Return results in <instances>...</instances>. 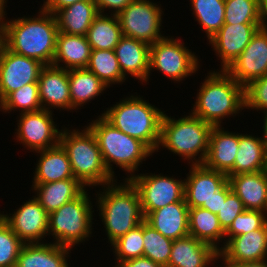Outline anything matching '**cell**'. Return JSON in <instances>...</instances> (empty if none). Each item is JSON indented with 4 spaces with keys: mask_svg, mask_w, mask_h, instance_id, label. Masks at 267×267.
<instances>
[{
    "mask_svg": "<svg viewBox=\"0 0 267 267\" xmlns=\"http://www.w3.org/2000/svg\"><path fill=\"white\" fill-rule=\"evenodd\" d=\"M37 17H18L5 20L0 27V41L12 52L36 59L44 65H52L57 35L56 16L40 8Z\"/></svg>",
    "mask_w": 267,
    "mask_h": 267,
    "instance_id": "6da1fadb",
    "label": "cell"
},
{
    "mask_svg": "<svg viewBox=\"0 0 267 267\" xmlns=\"http://www.w3.org/2000/svg\"><path fill=\"white\" fill-rule=\"evenodd\" d=\"M106 186V187H105ZM101 193H97L96 202L99 216L107 233L109 244L133 230L144 220L139 192L129 179L118 184L112 183L101 186ZM98 196V198H97Z\"/></svg>",
    "mask_w": 267,
    "mask_h": 267,
    "instance_id": "7a4b0ae2",
    "label": "cell"
},
{
    "mask_svg": "<svg viewBox=\"0 0 267 267\" xmlns=\"http://www.w3.org/2000/svg\"><path fill=\"white\" fill-rule=\"evenodd\" d=\"M211 71L201 83L190 113L213 126H221L225 117L236 116L245 109L244 87L225 70Z\"/></svg>",
    "mask_w": 267,
    "mask_h": 267,
    "instance_id": "3957f363",
    "label": "cell"
},
{
    "mask_svg": "<svg viewBox=\"0 0 267 267\" xmlns=\"http://www.w3.org/2000/svg\"><path fill=\"white\" fill-rule=\"evenodd\" d=\"M85 127L81 132L61 129L59 143L67 152L74 177L85 188L114 182L117 179L105 167L96 136Z\"/></svg>",
    "mask_w": 267,
    "mask_h": 267,
    "instance_id": "277c9868",
    "label": "cell"
},
{
    "mask_svg": "<svg viewBox=\"0 0 267 267\" xmlns=\"http://www.w3.org/2000/svg\"><path fill=\"white\" fill-rule=\"evenodd\" d=\"M101 115L118 130L139 139L153 152L157 151L164 112L140 95L120 99Z\"/></svg>",
    "mask_w": 267,
    "mask_h": 267,
    "instance_id": "5b68a950",
    "label": "cell"
},
{
    "mask_svg": "<svg viewBox=\"0 0 267 267\" xmlns=\"http://www.w3.org/2000/svg\"><path fill=\"white\" fill-rule=\"evenodd\" d=\"M99 117V118H98ZM87 126L96 136L105 167L114 175L113 163L123 171L127 178L135 175L142 161L154 153L145 143L118 130L102 115ZM130 173V174H129Z\"/></svg>",
    "mask_w": 267,
    "mask_h": 267,
    "instance_id": "8992f818",
    "label": "cell"
},
{
    "mask_svg": "<svg viewBox=\"0 0 267 267\" xmlns=\"http://www.w3.org/2000/svg\"><path fill=\"white\" fill-rule=\"evenodd\" d=\"M213 127L191 113L176 120L175 117L171 118L164 113L157 152L162 146L183 157L181 159L191 160L192 165L203 164L207 157Z\"/></svg>",
    "mask_w": 267,
    "mask_h": 267,
    "instance_id": "52a82bcc",
    "label": "cell"
},
{
    "mask_svg": "<svg viewBox=\"0 0 267 267\" xmlns=\"http://www.w3.org/2000/svg\"><path fill=\"white\" fill-rule=\"evenodd\" d=\"M90 200L84 190L77 198L49 214L48 235L55 239L53 243L73 248L91 237L94 210Z\"/></svg>",
    "mask_w": 267,
    "mask_h": 267,
    "instance_id": "ba28073f",
    "label": "cell"
},
{
    "mask_svg": "<svg viewBox=\"0 0 267 267\" xmlns=\"http://www.w3.org/2000/svg\"><path fill=\"white\" fill-rule=\"evenodd\" d=\"M190 49L179 41L165 36L150 45L149 76L152 69H156L173 81L181 82L188 76L196 74L200 62ZM193 73V74H192Z\"/></svg>",
    "mask_w": 267,
    "mask_h": 267,
    "instance_id": "9c48e42d",
    "label": "cell"
},
{
    "mask_svg": "<svg viewBox=\"0 0 267 267\" xmlns=\"http://www.w3.org/2000/svg\"><path fill=\"white\" fill-rule=\"evenodd\" d=\"M151 0H133L117 17L122 34L149 45L164 38L161 35L163 11Z\"/></svg>",
    "mask_w": 267,
    "mask_h": 267,
    "instance_id": "30bf717a",
    "label": "cell"
},
{
    "mask_svg": "<svg viewBox=\"0 0 267 267\" xmlns=\"http://www.w3.org/2000/svg\"><path fill=\"white\" fill-rule=\"evenodd\" d=\"M129 180L139 192L144 217L168 204L185 200V180L178 177L146 173L135 174Z\"/></svg>",
    "mask_w": 267,
    "mask_h": 267,
    "instance_id": "8fae6325",
    "label": "cell"
},
{
    "mask_svg": "<svg viewBox=\"0 0 267 267\" xmlns=\"http://www.w3.org/2000/svg\"><path fill=\"white\" fill-rule=\"evenodd\" d=\"M53 111L41 109L20 113L15 132L17 142L32 152L51 148L59 144L61 130L53 121Z\"/></svg>",
    "mask_w": 267,
    "mask_h": 267,
    "instance_id": "7c38bea8",
    "label": "cell"
},
{
    "mask_svg": "<svg viewBox=\"0 0 267 267\" xmlns=\"http://www.w3.org/2000/svg\"><path fill=\"white\" fill-rule=\"evenodd\" d=\"M44 66L36 59L12 52L0 41V102L20 87L38 82Z\"/></svg>",
    "mask_w": 267,
    "mask_h": 267,
    "instance_id": "4fadbf2b",
    "label": "cell"
},
{
    "mask_svg": "<svg viewBox=\"0 0 267 267\" xmlns=\"http://www.w3.org/2000/svg\"><path fill=\"white\" fill-rule=\"evenodd\" d=\"M225 71L243 87L267 74V26L256 32Z\"/></svg>",
    "mask_w": 267,
    "mask_h": 267,
    "instance_id": "5bb4252c",
    "label": "cell"
},
{
    "mask_svg": "<svg viewBox=\"0 0 267 267\" xmlns=\"http://www.w3.org/2000/svg\"><path fill=\"white\" fill-rule=\"evenodd\" d=\"M33 197L14 213L4 214V221L23 243H44L42 239L48 236L49 214Z\"/></svg>",
    "mask_w": 267,
    "mask_h": 267,
    "instance_id": "9a60e30c",
    "label": "cell"
},
{
    "mask_svg": "<svg viewBox=\"0 0 267 267\" xmlns=\"http://www.w3.org/2000/svg\"><path fill=\"white\" fill-rule=\"evenodd\" d=\"M262 27L263 23L223 24L209 40L213 51L220 59L221 70H226L230 66Z\"/></svg>",
    "mask_w": 267,
    "mask_h": 267,
    "instance_id": "2e32d148",
    "label": "cell"
},
{
    "mask_svg": "<svg viewBox=\"0 0 267 267\" xmlns=\"http://www.w3.org/2000/svg\"><path fill=\"white\" fill-rule=\"evenodd\" d=\"M185 178L184 199L189 208L209 206V201L227 182L228 176L207 168L204 164L190 165Z\"/></svg>",
    "mask_w": 267,
    "mask_h": 267,
    "instance_id": "e0dca14e",
    "label": "cell"
},
{
    "mask_svg": "<svg viewBox=\"0 0 267 267\" xmlns=\"http://www.w3.org/2000/svg\"><path fill=\"white\" fill-rule=\"evenodd\" d=\"M218 253L224 263L267 260V223L260 229L230 238Z\"/></svg>",
    "mask_w": 267,
    "mask_h": 267,
    "instance_id": "ac0fdd59",
    "label": "cell"
},
{
    "mask_svg": "<svg viewBox=\"0 0 267 267\" xmlns=\"http://www.w3.org/2000/svg\"><path fill=\"white\" fill-rule=\"evenodd\" d=\"M38 88L42 109L71 110L68 70L45 65L39 75Z\"/></svg>",
    "mask_w": 267,
    "mask_h": 267,
    "instance_id": "d6986e66",
    "label": "cell"
},
{
    "mask_svg": "<svg viewBox=\"0 0 267 267\" xmlns=\"http://www.w3.org/2000/svg\"><path fill=\"white\" fill-rule=\"evenodd\" d=\"M218 259L219 253L211 245L187 235L173 240L166 267H209Z\"/></svg>",
    "mask_w": 267,
    "mask_h": 267,
    "instance_id": "ffe728a7",
    "label": "cell"
},
{
    "mask_svg": "<svg viewBox=\"0 0 267 267\" xmlns=\"http://www.w3.org/2000/svg\"><path fill=\"white\" fill-rule=\"evenodd\" d=\"M114 52L123 76L131 75L147 83L149 76L150 45L144 41L122 36Z\"/></svg>",
    "mask_w": 267,
    "mask_h": 267,
    "instance_id": "44dd1931",
    "label": "cell"
},
{
    "mask_svg": "<svg viewBox=\"0 0 267 267\" xmlns=\"http://www.w3.org/2000/svg\"><path fill=\"white\" fill-rule=\"evenodd\" d=\"M239 148V133L224 131L214 126L210 133L209 149L204 165L207 168L227 174L234 166Z\"/></svg>",
    "mask_w": 267,
    "mask_h": 267,
    "instance_id": "7402d4cb",
    "label": "cell"
},
{
    "mask_svg": "<svg viewBox=\"0 0 267 267\" xmlns=\"http://www.w3.org/2000/svg\"><path fill=\"white\" fill-rule=\"evenodd\" d=\"M188 218L189 207L181 200L150 212L145 221L163 236L176 240L189 235Z\"/></svg>",
    "mask_w": 267,
    "mask_h": 267,
    "instance_id": "603a6c76",
    "label": "cell"
},
{
    "mask_svg": "<svg viewBox=\"0 0 267 267\" xmlns=\"http://www.w3.org/2000/svg\"><path fill=\"white\" fill-rule=\"evenodd\" d=\"M228 182L246 210L265 212L267 208V170L228 176Z\"/></svg>",
    "mask_w": 267,
    "mask_h": 267,
    "instance_id": "cb8c5ba5",
    "label": "cell"
},
{
    "mask_svg": "<svg viewBox=\"0 0 267 267\" xmlns=\"http://www.w3.org/2000/svg\"><path fill=\"white\" fill-rule=\"evenodd\" d=\"M71 250L53 242L24 243L15 267H70L67 259Z\"/></svg>",
    "mask_w": 267,
    "mask_h": 267,
    "instance_id": "d4e9b609",
    "label": "cell"
},
{
    "mask_svg": "<svg viewBox=\"0 0 267 267\" xmlns=\"http://www.w3.org/2000/svg\"><path fill=\"white\" fill-rule=\"evenodd\" d=\"M39 160L33 172V184H45L75 178L67 152L59 143L54 147L37 151Z\"/></svg>",
    "mask_w": 267,
    "mask_h": 267,
    "instance_id": "484cf974",
    "label": "cell"
},
{
    "mask_svg": "<svg viewBox=\"0 0 267 267\" xmlns=\"http://www.w3.org/2000/svg\"><path fill=\"white\" fill-rule=\"evenodd\" d=\"M239 133V148L227 176L267 170V152L262 137Z\"/></svg>",
    "mask_w": 267,
    "mask_h": 267,
    "instance_id": "4316f807",
    "label": "cell"
},
{
    "mask_svg": "<svg viewBox=\"0 0 267 267\" xmlns=\"http://www.w3.org/2000/svg\"><path fill=\"white\" fill-rule=\"evenodd\" d=\"M91 51L92 48L86 36L58 32L52 65L66 70L86 68ZM61 62L63 64H60Z\"/></svg>",
    "mask_w": 267,
    "mask_h": 267,
    "instance_id": "83f0119b",
    "label": "cell"
},
{
    "mask_svg": "<svg viewBox=\"0 0 267 267\" xmlns=\"http://www.w3.org/2000/svg\"><path fill=\"white\" fill-rule=\"evenodd\" d=\"M32 190L37 194L35 198L40 205L50 214L63 204L77 198L86 188L76 178H71L45 184H33Z\"/></svg>",
    "mask_w": 267,
    "mask_h": 267,
    "instance_id": "f1b7e54d",
    "label": "cell"
},
{
    "mask_svg": "<svg viewBox=\"0 0 267 267\" xmlns=\"http://www.w3.org/2000/svg\"><path fill=\"white\" fill-rule=\"evenodd\" d=\"M99 15L95 0H82L60 9L56 14L59 32L86 36Z\"/></svg>",
    "mask_w": 267,
    "mask_h": 267,
    "instance_id": "f546056e",
    "label": "cell"
},
{
    "mask_svg": "<svg viewBox=\"0 0 267 267\" xmlns=\"http://www.w3.org/2000/svg\"><path fill=\"white\" fill-rule=\"evenodd\" d=\"M188 223L189 235L211 245L218 252L221 250L219 242L225 241V231L217 214L201 207L189 208Z\"/></svg>",
    "mask_w": 267,
    "mask_h": 267,
    "instance_id": "4dcf8cb0",
    "label": "cell"
},
{
    "mask_svg": "<svg viewBox=\"0 0 267 267\" xmlns=\"http://www.w3.org/2000/svg\"><path fill=\"white\" fill-rule=\"evenodd\" d=\"M71 111L89 103L101 95L106 86L93 72L86 68L68 70Z\"/></svg>",
    "mask_w": 267,
    "mask_h": 267,
    "instance_id": "1f68e13d",
    "label": "cell"
},
{
    "mask_svg": "<svg viewBox=\"0 0 267 267\" xmlns=\"http://www.w3.org/2000/svg\"><path fill=\"white\" fill-rule=\"evenodd\" d=\"M123 36L117 15L99 14L86 33L92 49L114 50Z\"/></svg>",
    "mask_w": 267,
    "mask_h": 267,
    "instance_id": "d6a6232c",
    "label": "cell"
},
{
    "mask_svg": "<svg viewBox=\"0 0 267 267\" xmlns=\"http://www.w3.org/2000/svg\"><path fill=\"white\" fill-rule=\"evenodd\" d=\"M86 69L93 72L108 87L126 80L114 50L92 49Z\"/></svg>",
    "mask_w": 267,
    "mask_h": 267,
    "instance_id": "836d02e7",
    "label": "cell"
},
{
    "mask_svg": "<svg viewBox=\"0 0 267 267\" xmlns=\"http://www.w3.org/2000/svg\"><path fill=\"white\" fill-rule=\"evenodd\" d=\"M196 21L210 40L223 26L225 0H190Z\"/></svg>",
    "mask_w": 267,
    "mask_h": 267,
    "instance_id": "e575fe53",
    "label": "cell"
},
{
    "mask_svg": "<svg viewBox=\"0 0 267 267\" xmlns=\"http://www.w3.org/2000/svg\"><path fill=\"white\" fill-rule=\"evenodd\" d=\"M0 109L5 113L16 109L21 110V113L41 110L38 82L26 84L9 93L0 102Z\"/></svg>",
    "mask_w": 267,
    "mask_h": 267,
    "instance_id": "d590c367",
    "label": "cell"
},
{
    "mask_svg": "<svg viewBox=\"0 0 267 267\" xmlns=\"http://www.w3.org/2000/svg\"><path fill=\"white\" fill-rule=\"evenodd\" d=\"M143 256L166 267L169 262L173 240L163 236L145 220L143 221Z\"/></svg>",
    "mask_w": 267,
    "mask_h": 267,
    "instance_id": "8d00e7d4",
    "label": "cell"
},
{
    "mask_svg": "<svg viewBox=\"0 0 267 267\" xmlns=\"http://www.w3.org/2000/svg\"><path fill=\"white\" fill-rule=\"evenodd\" d=\"M224 24L263 23L260 0H225Z\"/></svg>",
    "mask_w": 267,
    "mask_h": 267,
    "instance_id": "74e56055",
    "label": "cell"
},
{
    "mask_svg": "<svg viewBox=\"0 0 267 267\" xmlns=\"http://www.w3.org/2000/svg\"><path fill=\"white\" fill-rule=\"evenodd\" d=\"M111 246L117 263L113 267H117L126 260L142 257L144 249L143 222L117 239Z\"/></svg>",
    "mask_w": 267,
    "mask_h": 267,
    "instance_id": "f35d334b",
    "label": "cell"
},
{
    "mask_svg": "<svg viewBox=\"0 0 267 267\" xmlns=\"http://www.w3.org/2000/svg\"><path fill=\"white\" fill-rule=\"evenodd\" d=\"M267 223L266 213L260 210H245L239 214L225 231V242L240 234L262 228ZM228 236V237H227Z\"/></svg>",
    "mask_w": 267,
    "mask_h": 267,
    "instance_id": "ab89813d",
    "label": "cell"
},
{
    "mask_svg": "<svg viewBox=\"0 0 267 267\" xmlns=\"http://www.w3.org/2000/svg\"><path fill=\"white\" fill-rule=\"evenodd\" d=\"M24 243L3 221L0 224V267H15Z\"/></svg>",
    "mask_w": 267,
    "mask_h": 267,
    "instance_id": "60d3db41",
    "label": "cell"
},
{
    "mask_svg": "<svg viewBox=\"0 0 267 267\" xmlns=\"http://www.w3.org/2000/svg\"><path fill=\"white\" fill-rule=\"evenodd\" d=\"M244 97L245 109H255L267 113V74L245 86Z\"/></svg>",
    "mask_w": 267,
    "mask_h": 267,
    "instance_id": "b9f144b4",
    "label": "cell"
},
{
    "mask_svg": "<svg viewBox=\"0 0 267 267\" xmlns=\"http://www.w3.org/2000/svg\"><path fill=\"white\" fill-rule=\"evenodd\" d=\"M246 209L239 197L232 191L229 182H227V197L223 201L220 211L217 213L220 225L226 231L233 220Z\"/></svg>",
    "mask_w": 267,
    "mask_h": 267,
    "instance_id": "7bdbcfd3",
    "label": "cell"
},
{
    "mask_svg": "<svg viewBox=\"0 0 267 267\" xmlns=\"http://www.w3.org/2000/svg\"><path fill=\"white\" fill-rule=\"evenodd\" d=\"M133 0H95L99 14H104L106 9H110V15H118L122 12ZM113 11V12H112Z\"/></svg>",
    "mask_w": 267,
    "mask_h": 267,
    "instance_id": "ee69618b",
    "label": "cell"
},
{
    "mask_svg": "<svg viewBox=\"0 0 267 267\" xmlns=\"http://www.w3.org/2000/svg\"><path fill=\"white\" fill-rule=\"evenodd\" d=\"M227 197V183L215 193V196L209 201V206H201V208L207 209L211 211L214 214H217L221 206L223 204V201L226 200Z\"/></svg>",
    "mask_w": 267,
    "mask_h": 267,
    "instance_id": "f6af8a7d",
    "label": "cell"
},
{
    "mask_svg": "<svg viewBox=\"0 0 267 267\" xmlns=\"http://www.w3.org/2000/svg\"><path fill=\"white\" fill-rule=\"evenodd\" d=\"M78 1L82 0H45L42 9L55 15L60 9Z\"/></svg>",
    "mask_w": 267,
    "mask_h": 267,
    "instance_id": "bcb514c9",
    "label": "cell"
},
{
    "mask_svg": "<svg viewBox=\"0 0 267 267\" xmlns=\"http://www.w3.org/2000/svg\"><path fill=\"white\" fill-rule=\"evenodd\" d=\"M117 267H162L160 264L153 262L147 257H138L126 260L120 263Z\"/></svg>",
    "mask_w": 267,
    "mask_h": 267,
    "instance_id": "7dc6e473",
    "label": "cell"
},
{
    "mask_svg": "<svg viewBox=\"0 0 267 267\" xmlns=\"http://www.w3.org/2000/svg\"><path fill=\"white\" fill-rule=\"evenodd\" d=\"M223 264H224L223 267H267V260L240 262V263H223Z\"/></svg>",
    "mask_w": 267,
    "mask_h": 267,
    "instance_id": "c3c4849f",
    "label": "cell"
},
{
    "mask_svg": "<svg viewBox=\"0 0 267 267\" xmlns=\"http://www.w3.org/2000/svg\"><path fill=\"white\" fill-rule=\"evenodd\" d=\"M260 16L264 26H267V0H260Z\"/></svg>",
    "mask_w": 267,
    "mask_h": 267,
    "instance_id": "681fc988",
    "label": "cell"
},
{
    "mask_svg": "<svg viewBox=\"0 0 267 267\" xmlns=\"http://www.w3.org/2000/svg\"><path fill=\"white\" fill-rule=\"evenodd\" d=\"M264 119H263V140H264V144H265V148H266V152H267V113H264Z\"/></svg>",
    "mask_w": 267,
    "mask_h": 267,
    "instance_id": "f907efd6",
    "label": "cell"
},
{
    "mask_svg": "<svg viewBox=\"0 0 267 267\" xmlns=\"http://www.w3.org/2000/svg\"><path fill=\"white\" fill-rule=\"evenodd\" d=\"M8 0H0V27H1V22H2V19H3V16H4V13H6V11H4V10H6V2H7Z\"/></svg>",
    "mask_w": 267,
    "mask_h": 267,
    "instance_id": "816d5d0a",
    "label": "cell"
},
{
    "mask_svg": "<svg viewBox=\"0 0 267 267\" xmlns=\"http://www.w3.org/2000/svg\"><path fill=\"white\" fill-rule=\"evenodd\" d=\"M4 221V214L0 212V224Z\"/></svg>",
    "mask_w": 267,
    "mask_h": 267,
    "instance_id": "f5cc1de1",
    "label": "cell"
}]
</instances>
